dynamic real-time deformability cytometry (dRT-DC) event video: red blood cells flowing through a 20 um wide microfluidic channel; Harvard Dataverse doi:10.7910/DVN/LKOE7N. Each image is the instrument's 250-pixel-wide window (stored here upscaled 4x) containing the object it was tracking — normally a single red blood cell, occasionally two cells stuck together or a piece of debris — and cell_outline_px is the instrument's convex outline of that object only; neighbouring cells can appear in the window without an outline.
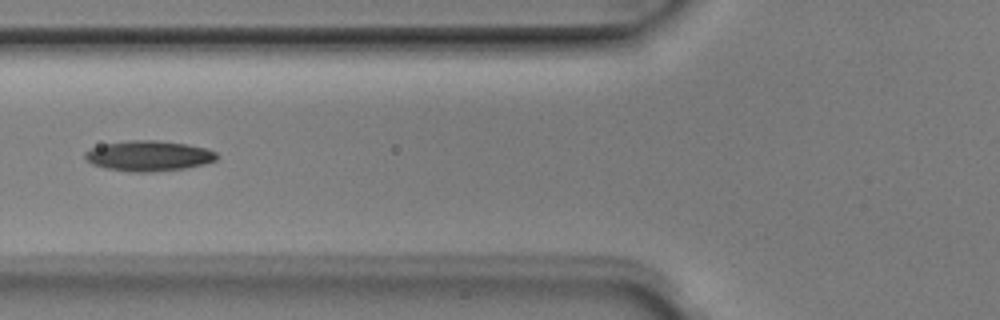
{"species": "Egyptian fruit bat (a non-hibernating species)", "species_latin": "Rousettus aegyptiacus", "temperature_condition": "room temperature", "stored_images_in_passage": 5, "camera_frame_rate_fps": 3000, "um_per_image_px": 0.085, "animal": {"sex": "male"}, "frame": {"image": 1, "passage_image": 5, "time_ms": 1.333, "image_size_px": [1000, 320], "cell_outline_px": [[216, 160], [204, 164], [184, 168], [148, 172], [128, 172], [104, 168], [92, 164], [84, 156], [84, 152], [92, 148], [104, 144], [128, 140], [156, 140], [188, 144], [208, 148], [216, 152]], "centroid_in_image_um": [12.63, 13.24], "position_along_channel_um": 113.2, "area_um2": 23.35}}